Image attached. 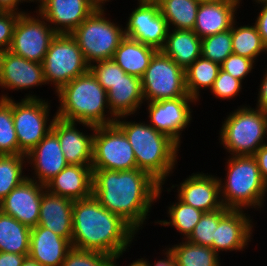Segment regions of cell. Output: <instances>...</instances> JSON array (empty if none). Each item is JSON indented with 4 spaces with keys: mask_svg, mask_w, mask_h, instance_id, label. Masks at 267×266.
Listing matches in <instances>:
<instances>
[{
    "mask_svg": "<svg viewBox=\"0 0 267 266\" xmlns=\"http://www.w3.org/2000/svg\"><path fill=\"white\" fill-rule=\"evenodd\" d=\"M160 183L148 172L93 170L92 195L108 211L121 216L139 234L152 206L157 202ZM144 225V226H143Z\"/></svg>",
    "mask_w": 267,
    "mask_h": 266,
    "instance_id": "obj_1",
    "label": "cell"
},
{
    "mask_svg": "<svg viewBox=\"0 0 267 266\" xmlns=\"http://www.w3.org/2000/svg\"><path fill=\"white\" fill-rule=\"evenodd\" d=\"M72 221L71 246L80 250L116 256L129 252L133 239L139 235L121 216L108 211L93 195L73 202Z\"/></svg>",
    "mask_w": 267,
    "mask_h": 266,
    "instance_id": "obj_2",
    "label": "cell"
},
{
    "mask_svg": "<svg viewBox=\"0 0 267 266\" xmlns=\"http://www.w3.org/2000/svg\"><path fill=\"white\" fill-rule=\"evenodd\" d=\"M128 118L130 116L118 117L115 124L128 138L135 154L137 168L148 172L160 184L166 185L168 177L173 176L178 165L180 147L147 121H127Z\"/></svg>",
    "mask_w": 267,
    "mask_h": 266,
    "instance_id": "obj_3",
    "label": "cell"
},
{
    "mask_svg": "<svg viewBox=\"0 0 267 266\" xmlns=\"http://www.w3.org/2000/svg\"><path fill=\"white\" fill-rule=\"evenodd\" d=\"M55 94L59 103L56 115L62 120L93 126L115 123L116 117L108 106L107 91L90 70L64 85Z\"/></svg>",
    "mask_w": 267,
    "mask_h": 266,
    "instance_id": "obj_4",
    "label": "cell"
},
{
    "mask_svg": "<svg viewBox=\"0 0 267 266\" xmlns=\"http://www.w3.org/2000/svg\"><path fill=\"white\" fill-rule=\"evenodd\" d=\"M226 158L225 176H218L223 206L233 210L263 211L267 183L262 179L255 158L248 155Z\"/></svg>",
    "mask_w": 267,
    "mask_h": 266,
    "instance_id": "obj_5",
    "label": "cell"
},
{
    "mask_svg": "<svg viewBox=\"0 0 267 266\" xmlns=\"http://www.w3.org/2000/svg\"><path fill=\"white\" fill-rule=\"evenodd\" d=\"M237 107L222 120L217 140L226 155L252 156L264 145L267 112L249 104Z\"/></svg>",
    "mask_w": 267,
    "mask_h": 266,
    "instance_id": "obj_6",
    "label": "cell"
},
{
    "mask_svg": "<svg viewBox=\"0 0 267 266\" xmlns=\"http://www.w3.org/2000/svg\"><path fill=\"white\" fill-rule=\"evenodd\" d=\"M105 9H95L71 33L89 65L112 59L121 40L125 37L122 24L115 23V19L110 20V14H107Z\"/></svg>",
    "mask_w": 267,
    "mask_h": 266,
    "instance_id": "obj_7",
    "label": "cell"
},
{
    "mask_svg": "<svg viewBox=\"0 0 267 266\" xmlns=\"http://www.w3.org/2000/svg\"><path fill=\"white\" fill-rule=\"evenodd\" d=\"M23 97L20 100L12 99L19 155H27L52 130L53 122L57 118L56 112L52 116L50 111L51 100L37 96L30 90Z\"/></svg>",
    "mask_w": 267,
    "mask_h": 266,
    "instance_id": "obj_8",
    "label": "cell"
},
{
    "mask_svg": "<svg viewBox=\"0 0 267 266\" xmlns=\"http://www.w3.org/2000/svg\"><path fill=\"white\" fill-rule=\"evenodd\" d=\"M42 64L46 84L53 86L54 94L90 68L76 39L68 33L55 36Z\"/></svg>",
    "mask_w": 267,
    "mask_h": 266,
    "instance_id": "obj_9",
    "label": "cell"
},
{
    "mask_svg": "<svg viewBox=\"0 0 267 266\" xmlns=\"http://www.w3.org/2000/svg\"><path fill=\"white\" fill-rule=\"evenodd\" d=\"M144 102L190 97L185 70L162 51H157L141 78Z\"/></svg>",
    "mask_w": 267,
    "mask_h": 266,
    "instance_id": "obj_10",
    "label": "cell"
},
{
    "mask_svg": "<svg viewBox=\"0 0 267 266\" xmlns=\"http://www.w3.org/2000/svg\"><path fill=\"white\" fill-rule=\"evenodd\" d=\"M92 170H132L137 162L124 132L114 123L95 126L92 150Z\"/></svg>",
    "mask_w": 267,
    "mask_h": 266,
    "instance_id": "obj_11",
    "label": "cell"
},
{
    "mask_svg": "<svg viewBox=\"0 0 267 266\" xmlns=\"http://www.w3.org/2000/svg\"><path fill=\"white\" fill-rule=\"evenodd\" d=\"M33 12L19 15L9 51L27 60L43 63L57 33L38 11Z\"/></svg>",
    "mask_w": 267,
    "mask_h": 266,
    "instance_id": "obj_12",
    "label": "cell"
},
{
    "mask_svg": "<svg viewBox=\"0 0 267 266\" xmlns=\"http://www.w3.org/2000/svg\"><path fill=\"white\" fill-rule=\"evenodd\" d=\"M148 113L147 123L171 138L181 147L182 132L193 121V107L199 103L192 97H179L160 101L145 102ZM195 105V106H191ZM192 120V121H191ZM149 121V122H148Z\"/></svg>",
    "mask_w": 267,
    "mask_h": 266,
    "instance_id": "obj_13",
    "label": "cell"
},
{
    "mask_svg": "<svg viewBox=\"0 0 267 266\" xmlns=\"http://www.w3.org/2000/svg\"><path fill=\"white\" fill-rule=\"evenodd\" d=\"M186 177L179 184H172L169 188L164 187V184H160L157 201L160 200L163 190L164 192H171V190L177 188L175 196L177 195L176 197L180 201L203 212H212L224 207L217 174H208L201 171L194 172Z\"/></svg>",
    "mask_w": 267,
    "mask_h": 266,
    "instance_id": "obj_14",
    "label": "cell"
},
{
    "mask_svg": "<svg viewBox=\"0 0 267 266\" xmlns=\"http://www.w3.org/2000/svg\"><path fill=\"white\" fill-rule=\"evenodd\" d=\"M124 35L161 51L165 45L168 25L155 1L137 0V5L128 14Z\"/></svg>",
    "mask_w": 267,
    "mask_h": 266,
    "instance_id": "obj_15",
    "label": "cell"
},
{
    "mask_svg": "<svg viewBox=\"0 0 267 266\" xmlns=\"http://www.w3.org/2000/svg\"><path fill=\"white\" fill-rule=\"evenodd\" d=\"M42 85H47L42 63L27 60L9 50L0 53V99H13L8 90L22 92L42 88Z\"/></svg>",
    "mask_w": 267,
    "mask_h": 266,
    "instance_id": "obj_16",
    "label": "cell"
},
{
    "mask_svg": "<svg viewBox=\"0 0 267 266\" xmlns=\"http://www.w3.org/2000/svg\"><path fill=\"white\" fill-rule=\"evenodd\" d=\"M248 213L230 209L219 220L213 239V249L219 256L222 252H243L249 247L257 222L253 223V216Z\"/></svg>",
    "mask_w": 267,
    "mask_h": 266,
    "instance_id": "obj_17",
    "label": "cell"
},
{
    "mask_svg": "<svg viewBox=\"0 0 267 266\" xmlns=\"http://www.w3.org/2000/svg\"><path fill=\"white\" fill-rule=\"evenodd\" d=\"M88 129L83 132L77 126ZM57 137L68 164L92 165L95 126L88 123L69 122L56 118L51 130ZM87 131H90L87 132Z\"/></svg>",
    "mask_w": 267,
    "mask_h": 266,
    "instance_id": "obj_18",
    "label": "cell"
},
{
    "mask_svg": "<svg viewBox=\"0 0 267 266\" xmlns=\"http://www.w3.org/2000/svg\"><path fill=\"white\" fill-rule=\"evenodd\" d=\"M45 190V185L27 177L0 202V210L32 229L38 225Z\"/></svg>",
    "mask_w": 267,
    "mask_h": 266,
    "instance_id": "obj_19",
    "label": "cell"
},
{
    "mask_svg": "<svg viewBox=\"0 0 267 266\" xmlns=\"http://www.w3.org/2000/svg\"><path fill=\"white\" fill-rule=\"evenodd\" d=\"M26 157L27 170L29 169L28 172L30 171L32 174H30V176L27 174V177L43 185L68 165L58 137L52 131H50Z\"/></svg>",
    "mask_w": 267,
    "mask_h": 266,
    "instance_id": "obj_20",
    "label": "cell"
},
{
    "mask_svg": "<svg viewBox=\"0 0 267 266\" xmlns=\"http://www.w3.org/2000/svg\"><path fill=\"white\" fill-rule=\"evenodd\" d=\"M95 9L92 0H45L38 12L57 34H71Z\"/></svg>",
    "mask_w": 267,
    "mask_h": 266,
    "instance_id": "obj_21",
    "label": "cell"
},
{
    "mask_svg": "<svg viewBox=\"0 0 267 266\" xmlns=\"http://www.w3.org/2000/svg\"><path fill=\"white\" fill-rule=\"evenodd\" d=\"M243 0L201 1L193 31L202 39L231 29Z\"/></svg>",
    "mask_w": 267,
    "mask_h": 266,
    "instance_id": "obj_22",
    "label": "cell"
},
{
    "mask_svg": "<svg viewBox=\"0 0 267 266\" xmlns=\"http://www.w3.org/2000/svg\"><path fill=\"white\" fill-rule=\"evenodd\" d=\"M92 182L91 165L68 164L45 184V188L54 195L76 201L92 196Z\"/></svg>",
    "mask_w": 267,
    "mask_h": 266,
    "instance_id": "obj_23",
    "label": "cell"
},
{
    "mask_svg": "<svg viewBox=\"0 0 267 266\" xmlns=\"http://www.w3.org/2000/svg\"><path fill=\"white\" fill-rule=\"evenodd\" d=\"M73 202L45 190L40 203L38 225L50 229L71 243Z\"/></svg>",
    "mask_w": 267,
    "mask_h": 266,
    "instance_id": "obj_24",
    "label": "cell"
},
{
    "mask_svg": "<svg viewBox=\"0 0 267 266\" xmlns=\"http://www.w3.org/2000/svg\"><path fill=\"white\" fill-rule=\"evenodd\" d=\"M71 243L39 225L31 229L29 257L41 266H62Z\"/></svg>",
    "mask_w": 267,
    "mask_h": 266,
    "instance_id": "obj_25",
    "label": "cell"
},
{
    "mask_svg": "<svg viewBox=\"0 0 267 266\" xmlns=\"http://www.w3.org/2000/svg\"><path fill=\"white\" fill-rule=\"evenodd\" d=\"M107 101L116 118L131 115L136 117L142 113L139 110L145 103L141 79L126 73L107 91Z\"/></svg>",
    "mask_w": 267,
    "mask_h": 266,
    "instance_id": "obj_26",
    "label": "cell"
},
{
    "mask_svg": "<svg viewBox=\"0 0 267 266\" xmlns=\"http://www.w3.org/2000/svg\"><path fill=\"white\" fill-rule=\"evenodd\" d=\"M161 51L186 70L202 56L201 38L193 30L168 29Z\"/></svg>",
    "mask_w": 267,
    "mask_h": 266,
    "instance_id": "obj_27",
    "label": "cell"
},
{
    "mask_svg": "<svg viewBox=\"0 0 267 266\" xmlns=\"http://www.w3.org/2000/svg\"><path fill=\"white\" fill-rule=\"evenodd\" d=\"M157 50L125 36L113 55V61L127 74L142 78Z\"/></svg>",
    "mask_w": 267,
    "mask_h": 266,
    "instance_id": "obj_28",
    "label": "cell"
},
{
    "mask_svg": "<svg viewBox=\"0 0 267 266\" xmlns=\"http://www.w3.org/2000/svg\"><path fill=\"white\" fill-rule=\"evenodd\" d=\"M31 229L0 210V252L29 255Z\"/></svg>",
    "mask_w": 267,
    "mask_h": 266,
    "instance_id": "obj_29",
    "label": "cell"
},
{
    "mask_svg": "<svg viewBox=\"0 0 267 266\" xmlns=\"http://www.w3.org/2000/svg\"><path fill=\"white\" fill-rule=\"evenodd\" d=\"M168 29L193 30L201 0H156Z\"/></svg>",
    "mask_w": 267,
    "mask_h": 266,
    "instance_id": "obj_30",
    "label": "cell"
},
{
    "mask_svg": "<svg viewBox=\"0 0 267 266\" xmlns=\"http://www.w3.org/2000/svg\"><path fill=\"white\" fill-rule=\"evenodd\" d=\"M220 69V64L212 62L203 56L196 59L185 70L186 90L188 95L194 98L197 102H200L202 97L201 91H210Z\"/></svg>",
    "mask_w": 267,
    "mask_h": 266,
    "instance_id": "obj_31",
    "label": "cell"
},
{
    "mask_svg": "<svg viewBox=\"0 0 267 266\" xmlns=\"http://www.w3.org/2000/svg\"><path fill=\"white\" fill-rule=\"evenodd\" d=\"M178 266H222L221 256L209 246L196 245L187 240L178 241L177 244H169Z\"/></svg>",
    "mask_w": 267,
    "mask_h": 266,
    "instance_id": "obj_32",
    "label": "cell"
},
{
    "mask_svg": "<svg viewBox=\"0 0 267 266\" xmlns=\"http://www.w3.org/2000/svg\"><path fill=\"white\" fill-rule=\"evenodd\" d=\"M231 36L234 54L250 58L256 63L259 56L267 54V46L262 42L254 23L241 25L235 20L231 27Z\"/></svg>",
    "mask_w": 267,
    "mask_h": 266,
    "instance_id": "obj_33",
    "label": "cell"
},
{
    "mask_svg": "<svg viewBox=\"0 0 267 266\" xmlns=\"http://www.w3.org/2000/svg\"><path fill=\"white\" fill-rule=\"evenodd\" d=\"M167 217L168 220H155V224L161 225L163 227H173L179 235H181V240H186L190 234L192 233L195 225L201 219L203 215V211L194 208L193 206H189L182 201H180L177 197L176 200L167 206Z\"/></svg>",
    "mask_w": 267,
    "mask_h": 266,
    "instance_id": "obj_34",
    "label": "cell"
},
{
    "mask_svg": "<svg viewBox=\"0 0 267 266\" xmlns=\"http://www.w3.org/2000/svg\"><path fill=\"white\" fill-rule=\"evenodd\" d=\"M26 167V155H0V202L27 178Z\"/></svg>",
    "mask_w": 267,
    "mask_h": 266,
    "instance_id": "obj_35",
    "label": "cell"
},
{
    "mask_svg": "<svg viewBox=\"0 0 267 266\" xmlns=\"http://www.w3.org/2000/svg\"><path fill=\"white\" fill-rule=\"evenodd\" d=\"M19 154L12 115V99H0V155Z\"/></svg>",
    "mask_w": 267,
    "mask_h": 266,
    "instance_id": "obj_36",
    "label": "cell"
},
{
    "mask_svg": "<svg viewBox=\"0 0 267 266\" xmlns=\"http://www.w3.org/2000/svg\"><path fill=\"white\" fill-rule=\"evenodd\" d=\"M228 208H221L212 212H204L201 219L195 225L187 241L196 245L209 246L213 249V239H215V229L219 220L229 211Z\"/></svg>",
    "mask_w": 267,
    "mask_h": 266,
    "instance_id": "obj_37",
    "label": "cell"
},
{
    "mask_svg": "<svg viewBox=\"0 0 267 266\" xmlns=\"http://www.w3.org/2000/svg\"><path fill=\"white\" fill-rule=\"evenodd\" d=\"M202 56L222 64L233 53L231 29L201 39Z\"/></svg>",
    "mask_w": 267,
    "mask_h": 266,
    "instance_id": "obj_38",
    "label": "cell"
},
{
    "mask_svg": "<svg viewBox=\"0 0 267 266\" xmlns=\"http://www.w3.org/2000/svg\"><path fill=\"white\" fill-rule=\"evenodd\" d=\"M114 256L110 254L71 248L62 266H112Z\"/></svg>",
    "mask_w": 267,
    "mask_h": 266,
    "instance_id": "obj_39",
    "label": "cell"
},
{
    "mask_svg": "<svg viewBox=\"0 0 267 266\" xmlns=\"http://www.w3.org/2000/svg\"><path fill=\"white\" fill-rule=\"evenodd\" d=\"M89 70L106 91L126 74L113 59L94 62L90 65Z\"/></svg>",
    "mask_w": 267,
    "mask_h": 266,
    "instance_id": "obj_40",
    "label": "cell"
},
{
    "mask_svg": "<svg viewBox=\"0 0 267 266\" xmlns=\"http://www.w3.org/2000/svg\"><path fill=\"white\" fill-rule=\"evenodd\" d=\"M242 88L243 82L241 80L220 69L210 92L216 99L231 101L236 100L235 98L238 96L240 97L239 93L242 92Z\"/></svg>",
    "mask_w": 267,
    "mask_h": 266,
    "instance_id": "obj_41",
    "label": "cell"
},
{
    "mask_svg": "<svg viewBox=\"0 0 267 266\" xmlns=\"http://www.w3.org/2000/svg\"><path fill=\"white\" fill-rule=\"evenodd\" d=\"M255 65L256 63L250 58L232 53L224 60L220 68L226 73H229L232 77L245 83V78L247 80V76L253 73V69L256 67Z\"/></svg>",
    "mask_w": 267,
    "mask_h": 266,
    "instance_id": "obj_42",
    "label": "cell"
},
{
    "mask_svg": "<svg viewBox=\"0 0 267 266\" xmlns=\"http://www.w3.org/2000/svg\"><path fill=\"white\" fill-rule=\"evenodd\" d=\"M19 15L15 12L0 11V53L9 50Z\"/></svg>",
    "mask_w": 267,
    "mask_h": 266,
    "instance_id": "obj_43",
    "label": "cell"
},
{
    "mask_svg": "<svg viewBox=\"0 0 267 266\" xmlns=\"http://www.w3.org/2000/svg\"><path fill=\"white\" fill-rule=\"evenodd\" d=\"M257 6L260 11L257 13L253 23L257 27L262 42L267 46V3L257 4Z\"/></svg>",
    "mask_w": 267,
    "mask_h": 266,
    "instance_id": "obj_44",
    "label": "cell"
},
{
    "mask_svg": "<svg viewBox=\"0 0 267 266\" xmlns=\"http://www.w3.org/2000/svg\"><path fill=\"white\" fill-rule=\"evenodd\" d=\"M265 71V72H264ZM263 71V78L260 79L261 82L259 84V88H257L258 94L257 95V103L256 108L261 109L262 111L267 112V68Z\"/></svg>",
    "mask_w": 267,
    "mask_h": 266,
    "instance_id": "obj_45",
    "label": "cell"
},
{
    "mask_svg": "<svg viewBox=\"0 0 267 266\" xmlns=\"http://www.w3.org/2000/svg\"><path fill=\"white\" fill-rule=\"evenodd\" d=\"M166 248H164L163 250H161L162 254H160L162 257L164 255V257L161 259H158L156 258V260L153 262H149L148 258H146V256L144 257V262H145V265L146 266H178L176 263H175V260H174V256L172 254V252L170 251V249L165 246ZM153 263V264H152Z\"/></svg>",
    "mask_w": 267,
    "mask_h": 266,
    "instance_id": "obj_46",
    "label": "cell"
},
{
    "mask_svg": "<svg viewBox=\"0 0 267 266\" xmlns=\"http://www.w3.org/2000/svg\"><path fill=\"white\" fill-rule=\"evenodd\" d=\"M252 156L258 164L262 179L267 183V146L262 145Z\"/></svg>",
    "mask_w": 267,
    "mask_h": 266,
    "instance_id": "obj_47",
    "label": "cell"
},
{
    "mask_svg": "<svg viewBox=\"0 0 267 266\" xmlns=\"http://www.w3.org/2000/svg\"><path fill=\"white\" fill-rule=\"evenodd\" d=\"M27 256L17 253L0 252V266H22Z\"/></svg>",
    "mask_w": 267,
    "mask_h": 266,
    "instance_id": "obj_48",
    "label": "cell"
},
{
    "mask_svg": "<svg viewBox=\"0 0 267 266\" xmlns=\"http://www.w3.org/2000/svg\"><path fill=\"white\" fill-rule=\"evenodd\" d=\"M21 3L19 0H0V11L15 12L19 14L27 13L28 10L20 9Z\"/></svg>",
    "mask_w": 267,
    "mask_h": 266,
    "instance_id": "obj_49",
    "label": "cell"
},
{
    "mask_svg": "<svg viewBox=\"0 0 267 266\" xmlns=\"http://www.w3.org/2000/svg\"><path fill=\"white\" fill-rule=\"evenodd\" d=\"M123 253L118 254L116 256H114L113 262H112V266H121L119 265V263L117 262L119 260L120 257H123ZM127 266H146L145 262H144V258H138L136 260H133V262H130Z\"/></svg>",
    "mask_w": 267,
    "mask_h": 266,
    "instance_id": "obj_50",
    "label": "cell"
},
{
    "mask_svg": "<svg viewBox=\"0 0 267 266\" xmlns=\"http://www.w3.org/2000/svg\"><path fill=\"white\" fill-rule=\"evenodd\" d=\"M19 2L22 3H35L38 6L35 8V11H38L45 3V0H19Z\"/></svg>",
    "mask_w": 267,
    "mask_h": 266,
    "instance_id": "obj_51",
    "label": "cell"
},
{
    "mask_svg": "<svg viewBox=\"0 0 267 266\" xmlns=\"http://www.w3.org/2000/svg\"><path fill=\"white\" fill-rule=\"evenodd\" d=\"M22 266H41V265L37 261L27 256L25 260L23 261Z\"/></svg>",
    "mask_w": 267,
    "mask_h": 266,
    "instance_id": "obj_52",
    "label": "cell"
},
{
    "mask_svg": "<svg viewBox=\"0 0 267 266\" xmlns=\"http://www.w3.org/2000/svg\"><path fill=\"white\" fill-rule=\"evenodd\" d=\"M112 1L111 0H92L93 4L97 8H105L104 6L107 4V2H112Z\"/></svg>",
    "mask_w": 267,
    "mask_h": 266,
    "instance_id": "obj_53",
    "label": "cell"
},
{
    "mask_svg": "<svg viewBox=\"0 0 267 266\" xmlns=\"http://www.w3.org/2000/svg\"><path fill=\"white\" fill-rule=\"evenodd\" d=\"M252 2L254 3V4H262V3H267V0H252Z\"/></svg>",
    "mask_w": 267,
    "mask_h": 266,
    "instance_id": "obj_54",
    "label": "cell"
},
{
    "mask_svg": "<svg viewBox=\"0 0 267 266\" xmlns=\"http://www.w3.org/2000/svg\"><path fill=\"white\" fill-rule=\"evenodd\" d=\"M267 123H266V128H265V140L264 141H266V142H264V145H266L267 146Z\"/></svg>",
    "mask_w": 267,
    "mask_h": 266,
    "instance_id": "obj_55",
    "label": "cell"
},
{
    "mask_svg": "<svg viewBox=\"0 0 267 266\" xmlns=\"http://www.w3.org/2000/svg\"><path fill=\"white\" fill-rule=\"evenodd\" d=\"M201 1H224V0H201Z\"/></svg>",
    "mask_w": 267,
    "mask_h": 266,
    "instance_id": "obj_56",
    "label": "cell"
}]
</instances>
